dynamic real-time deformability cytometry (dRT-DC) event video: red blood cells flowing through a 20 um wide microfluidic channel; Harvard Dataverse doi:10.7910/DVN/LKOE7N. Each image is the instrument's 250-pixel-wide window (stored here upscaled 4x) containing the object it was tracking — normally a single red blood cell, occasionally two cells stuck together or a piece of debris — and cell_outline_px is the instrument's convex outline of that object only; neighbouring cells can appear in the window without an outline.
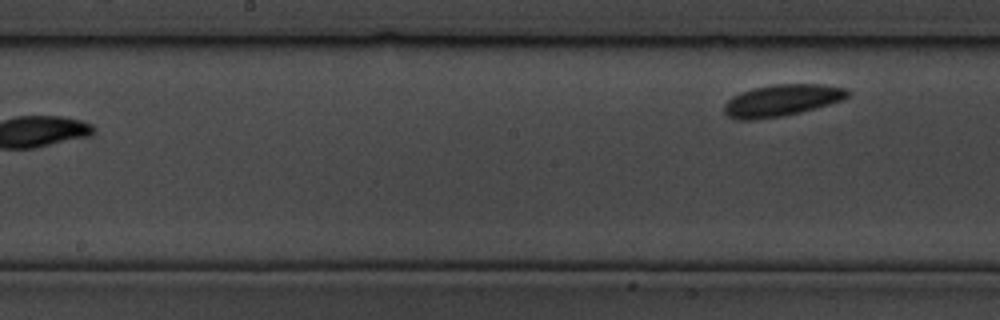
{"species": "common noctule bat (a hibernating species)", "species_latin": "Nyctalus noctula", "temperature_condition": "cold", "stored_images_in_passage": 10, "segment_of_instrument_passage": [2, 2], "camera_frame_rate_fps": 3000, "um_per_image_px": 0.085, "animal": {"sex": "male", "body_mass_g": 19.5, "forearm_length_mm": 54.6}, "frame": {"image": 1, "passage_image": 10, "time_ms": 3.0, "image_size_px": [1000, 320], "cell_outline_px": [[848, 96], [844, 100], [800, 112], [780, 116], [752, 120], [740, 120], [728, 116], [724, 112], [724, 104], [732, 96], [740, 92], [752, 88], [776, 84], [824, 84], [848, 88]], "centroid_in_image_um": [66.45, 8.52], "position_along_channel_um": 181.7, "area_um2": 22.83}}